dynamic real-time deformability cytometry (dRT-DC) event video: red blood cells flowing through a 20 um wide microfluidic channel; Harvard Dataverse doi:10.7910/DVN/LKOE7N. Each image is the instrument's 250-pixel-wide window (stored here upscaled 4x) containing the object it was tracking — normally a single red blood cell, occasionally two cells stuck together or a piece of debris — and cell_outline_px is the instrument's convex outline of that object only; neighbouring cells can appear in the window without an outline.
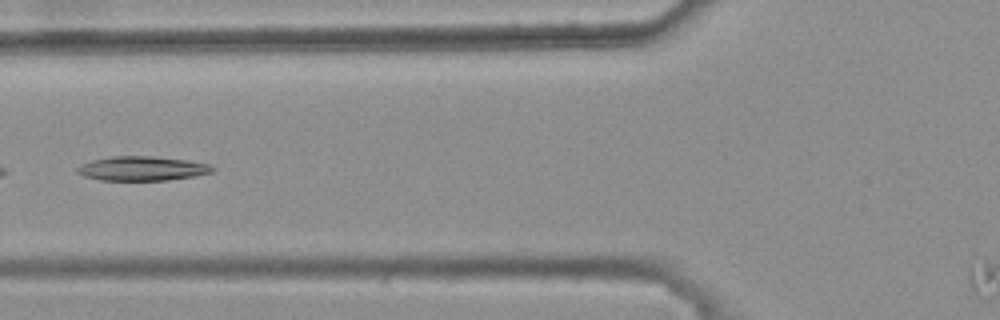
{"species": "common noctule bat (a hibernating species)", "species_latin": "Nyctalus noctula", "temperature_condition": "warm", "stored_images_in_passage": 5, "camera_frame_rate_fps": 3000, "um_per_image_px": 0.085, "animal": {"sex": "female", "body_mass_g": 25.1}, "frame": {"image": 1, "passage_image": 5, "time_ms": 1.333, "image_size_px": [1000, 320], "cell_outline_px": [[216, 168], [212, 172], [196, 176], [168, 180], [100, 180], [84, 176], [76, 172], [76, 168], [92, 160], [112, 156], [152, 156], [188, 160], [208, 164]], "centroid_in_image_um": [12.11, 14.32], "position_along_channel_um": 113.7, "area_um2": 19.13}}